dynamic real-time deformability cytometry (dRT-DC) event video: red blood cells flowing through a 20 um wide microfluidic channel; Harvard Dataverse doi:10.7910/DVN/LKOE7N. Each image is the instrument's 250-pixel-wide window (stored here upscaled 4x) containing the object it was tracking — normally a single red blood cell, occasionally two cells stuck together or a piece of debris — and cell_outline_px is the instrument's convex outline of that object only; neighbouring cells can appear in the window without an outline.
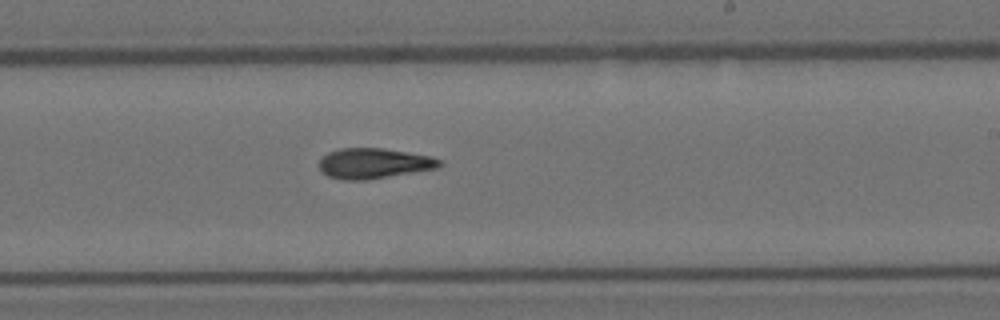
{"species": "Egyptian fruit bat (a non-hibernating species)", "species_latin": "Rousettus aegyptiacus", "temperature_condition": "room temperature", "stored_images_in_passage": 8, "camera_frame_rate_fps": 3000, "um_per_image_px": 0.085, "animal": {"sex": "female"}, "frame": {"image": 1, "passage_image": 8, "time_ms": 9.0, "image_size_px": [1000, 320], "cell_outline_px": [[444, 164], [440, 168], [368, 180], [344, 180], [328, 176], [320, 172], [320, 156], [328, 152], [340, 148], [384, 148], [432, 156], [444, 160]], "centroid_in_image_um": [31.82, 13.89], "position_along_channel_um": 257.2, "area_um2": 21.79}}